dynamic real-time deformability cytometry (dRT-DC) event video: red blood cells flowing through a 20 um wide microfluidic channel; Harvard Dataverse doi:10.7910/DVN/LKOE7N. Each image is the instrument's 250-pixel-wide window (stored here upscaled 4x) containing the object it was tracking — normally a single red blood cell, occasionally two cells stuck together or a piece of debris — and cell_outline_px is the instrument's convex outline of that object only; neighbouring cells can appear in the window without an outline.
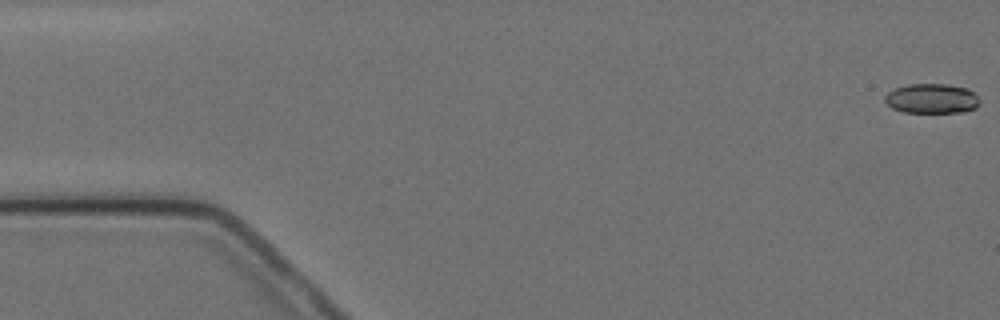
{"species": "Egyptian fruit bat (a non-hibernating species)", "species_latin": "Rousettus aegyptiacus", "temperature_condition": "cold", "stored_images_in_passage": 5, "camera_frame_rate_fps": 3000, "um_per_image_px": 0.085, "animal": {"sex": "female"}, "frame": {"image": 1, "passage_image": 1, "time_ms": 0.0, "image_size_px": [1000, 320], "cell_outline_px": [[980, 104], [976, 108], [964, 112], [904, 112], [892, 108], [884, 100], [884, 96], [888, 92], [896, 88], [908, 84], [948, 84], [968, 88], [980, 100]], "centroid_in_image_um": [79.21, 8.38], "position_along_channel_um": 5.8, "area_um2": 16.47}}
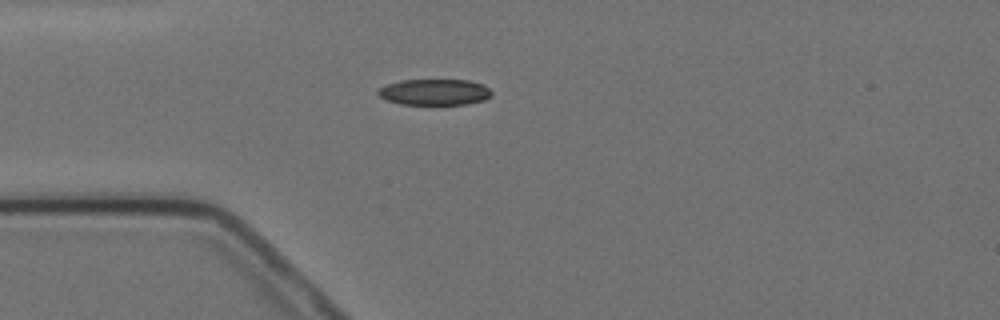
{"frame": {"image": 2, "passage_image": 4, "time_ms": 4.667, "image_size_px": [1000, 320], "cell_outline_px": [[492, 96], [484, 100], [468, 104], [400, 104], [388, 100], [380, 96], [376, 92], [380, 88], [388, 84], [400, 80], [468, 80], [484, 84], [492, 92]], "centroid_in_image_um": [36.97, 7.82], "position_along_channel_um": 48.0, "area_um2": 17.22}}